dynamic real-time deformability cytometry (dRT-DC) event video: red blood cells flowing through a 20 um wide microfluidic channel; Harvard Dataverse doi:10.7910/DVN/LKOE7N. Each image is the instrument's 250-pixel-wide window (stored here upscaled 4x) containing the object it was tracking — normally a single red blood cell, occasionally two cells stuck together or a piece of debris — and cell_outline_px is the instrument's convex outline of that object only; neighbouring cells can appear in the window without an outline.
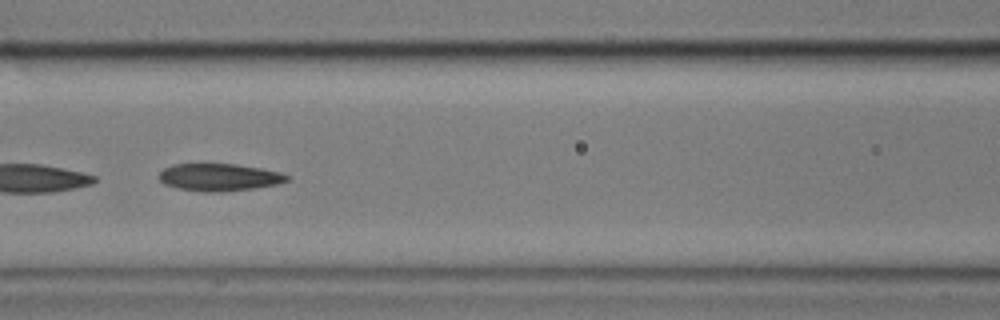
{"species": "common noctule bat (a hibernating species)", "species_latin": "Nyctalus noctula", "temperature_condition": "cold", "stored_images_in_passage": 33, "camera_frame_rate_fps": 3000, "um_per_image_px": 0.085, "animal": {"sex": "male", "body_mass_g": 17.9}, "frame": {"image": 1, "passage_image": 25, "time_ms": 8.0, "image_size_px": [1000, 320], "cell_outline_px": [[292, 176], [288, 180], [280, 184], [256, 188], [220, 192], [200, 192], [176, 188], [164, 184], [160, 180], [160, 172], [164, 168], [172, 164], [236, 164], [260, 168], [280, 172]], "centroid_in_image_um": [18.66, 15.07], "position_along_channel_um": 147.9, "area_um2": 20.63}}